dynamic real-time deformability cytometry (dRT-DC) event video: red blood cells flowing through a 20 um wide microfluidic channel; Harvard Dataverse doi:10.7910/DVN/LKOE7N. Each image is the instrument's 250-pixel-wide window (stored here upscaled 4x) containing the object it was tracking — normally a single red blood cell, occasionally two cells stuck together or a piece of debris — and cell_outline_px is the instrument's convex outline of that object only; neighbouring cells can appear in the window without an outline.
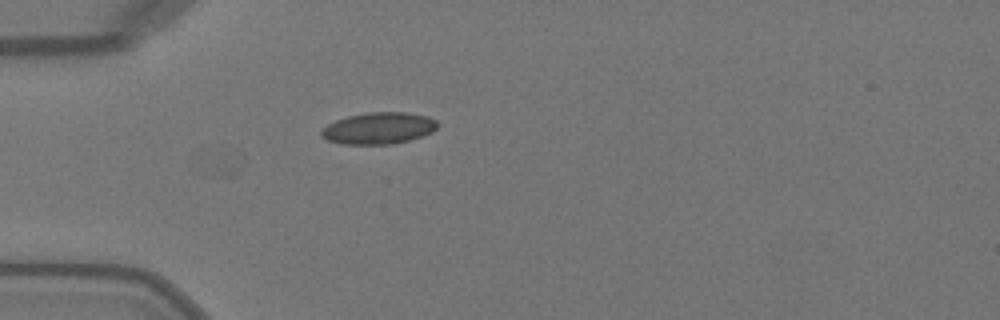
{"species": "Egyptian fruit bat (a non-hibernating species)", "species_latin": "Rousettus aegyptiacus", "temperature_condition": "warm", "stored_images_in_passage": 8, "camera_frame_rate_fps": 3000, "um_per_image_px": 0.085, "animal": {"sex": "female"}, "frame": {"image": 1, "passage_image": 1, "time_ms": 0.0, "image_size_px": [1000, 320], "cell_outline_px": [[436, 128], [432, 132], [408, 140], [392, 144], [344, 144], [328, 140], [320, 136], [320, 132], [328, 124], [336, 120], [348, 116], [368, 112], [408, 112], [428, 116], [436, 120]], "centroid_in_image_um": [32.17, 10.89], "position_along_channel_um": 52.8, "area_um2": 21.27}}